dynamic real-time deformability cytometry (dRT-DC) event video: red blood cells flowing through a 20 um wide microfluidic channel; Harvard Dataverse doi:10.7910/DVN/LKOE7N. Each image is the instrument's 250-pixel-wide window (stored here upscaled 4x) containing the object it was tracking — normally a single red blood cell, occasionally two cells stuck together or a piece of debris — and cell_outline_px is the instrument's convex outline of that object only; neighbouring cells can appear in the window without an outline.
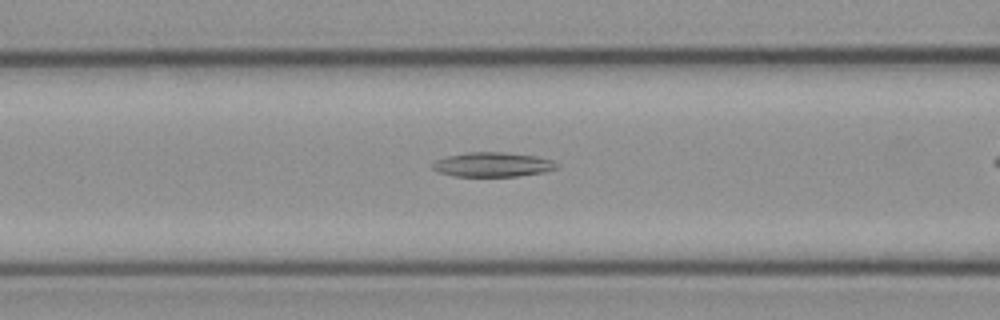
{"species": "common noctule bat (a hibernating species)", "species_latin": "Nyctalus noctula", "temperature_condition": "cold", "stored_images_in_passage": 33, "segment_of_instrument_passage": [1, 2], "camera_frame_rate_fps": 3000, "um_per_image_px": 0.085, "animal": {"sex": "female", "body_mass_g": 21.9}, "frame": {"image": 1, "passage_image": 16, "time_ms": 5.0, "image_size_px": [1000, 320], "cell_outline_px": [[560, 168], [544, 172], [516, 176], [452, 176], [440, 172], [432, 168], [432, 164], [436, 160], [448, 156], [468, 152], [508, 152], [536, 156], [552, 160], [560, 164]], "centroid_in_image_um": [41.93, 13.98], "position_along_channel_um": 124.7, "area_um2": 17.8}}
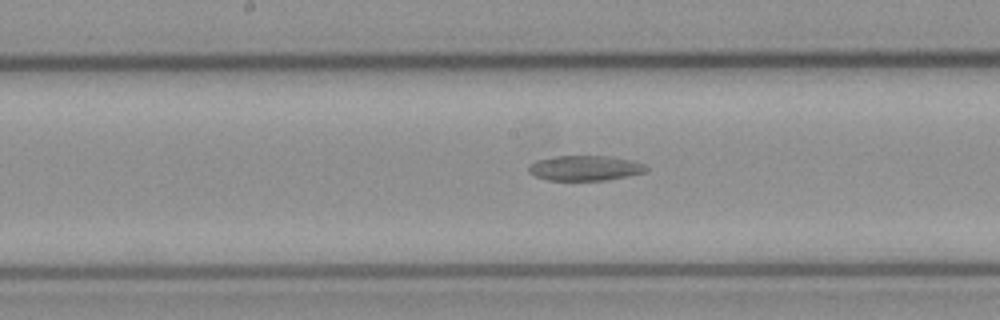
{"frame": {"image": 2, "passage_image": 22, "time_ms": 7.0, "image_size_px": [1000, 320], "cell_outline_px": [[648, 172], [608, 180], [548, 180], [536, 176], [528, 172], [528, 164], [536, 160], [556, 156], [612, 156], [632, 160], [644, 164], [648, 168]], "centroid_in_image_um": [49.75, 14.28], "position_along_channel_um": 198.5, "area_um2": 17.4}}
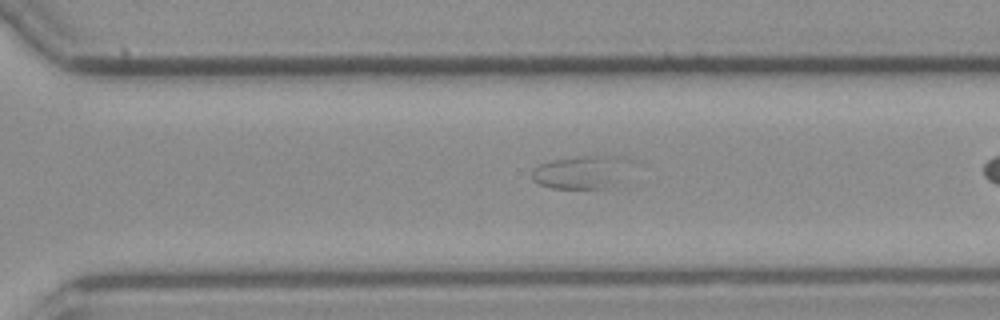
{"frame": {"image": 3, "passage_image": 32, "time_ms": 10.333, "image_size_px": [1000, 320], "cell_outline_px": [[628, 188], [548, 188], [532, 180], [532, 168], [540, 164], [552, 160], [580, 156], [616, 156]], "centroid_in_image_um": [49.34, 14.71], "position_along_channel_um": 321.3, "area_um2": 18.84}}